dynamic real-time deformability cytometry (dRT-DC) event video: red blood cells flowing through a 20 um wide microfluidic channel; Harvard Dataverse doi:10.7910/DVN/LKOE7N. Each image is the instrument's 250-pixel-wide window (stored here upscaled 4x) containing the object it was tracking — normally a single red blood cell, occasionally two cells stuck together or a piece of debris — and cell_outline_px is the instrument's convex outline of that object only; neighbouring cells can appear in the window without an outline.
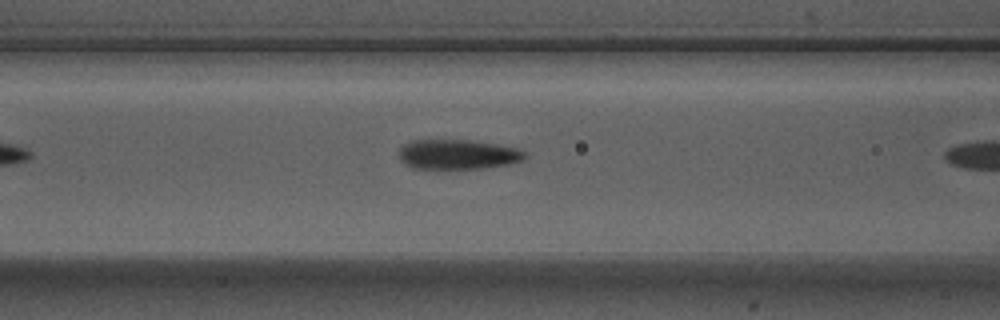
{"species": "Egyptian fruit bat (a non-hibernating species)", "species_latin": "Rousettus aegyptiacus", "temperature_condition": "warm", "stored_images_in_passage": 6, "camera_frame_rate_fps": 3000, "um_per_image_px": 0.085, "animal": {"sex": "male"}, "frame": {"image": 1, "passage_image": 5, "time_ms": 1.333, "image_size_px": [1000, 320], "cell_outline_px": [[528, 156], [524, 160], [508, 164], [480, 168], [412, 168], [400, 160], [400, 148], [404, 144], [412, 140], [468, 140], [516, 148], [524, 152]], "centroid_in_image_um": [38.89, 13.12], "position_along_channel_um": 127.7, "area_um2": 21.5}}